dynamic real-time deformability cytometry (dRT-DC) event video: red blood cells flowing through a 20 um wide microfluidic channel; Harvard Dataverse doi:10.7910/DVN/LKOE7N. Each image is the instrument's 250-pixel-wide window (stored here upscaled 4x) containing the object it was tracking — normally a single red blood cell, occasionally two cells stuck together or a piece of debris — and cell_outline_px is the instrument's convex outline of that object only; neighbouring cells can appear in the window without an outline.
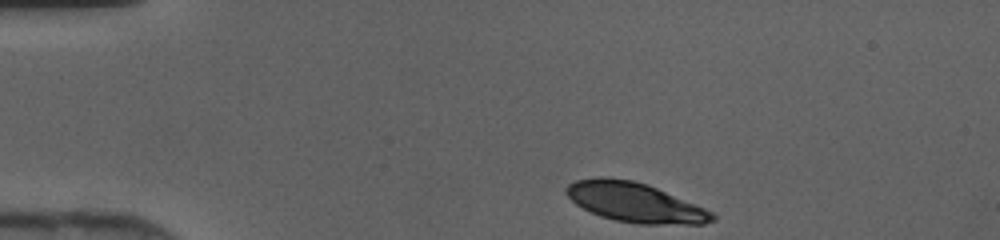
{"species": "human", "species_latin": "Homo sapiens", "temperature_condition": "cold", "stored_images_in_passage": 38, "camera_frame_rate_fps": 3000, "um_per_image_px": 0.085, "donor": {"sex": "female"}, "frame": {"image": 1, "passage_image": 1, "time_ms": 0.0, "image_size_px": [1000, 240], "cell_outline_px": [[716, 220], [704, 224], [640, 224], [616, 220], [600, 216], [576, 204], [564, 192], [564, 188], [568, 184], [576, 180], [600, 176], [608, 176], [632, 180], [648, 184], [704, 208], [712, 212], [716, 216]], "centroid_in_image_um": [53.95, 17.19], "position_along_channel_um": 31.0, "area_um2": 33.64}}
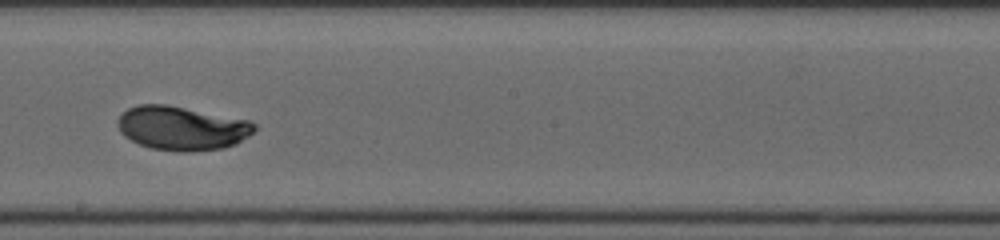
{"frame": {"image": 2, "passage_image": 19, "time_ms": 6.0, "image_size_px": [1000, 240], "cell_outline_px": [[256, 128], [248, 136], [236, 144], [224, 148], [192, 152], [176, 152], [152, 148], [140, 144], [124, 136], [120, 132], [116, 124], [116, 120], [128, 108], [136, 104], [164, 104], [248, 120], [256, 124]], "centroid_in_image_um": [15.43, 10.9], "position_along_channel_um": 232.8, "area_um2": 35.03}}
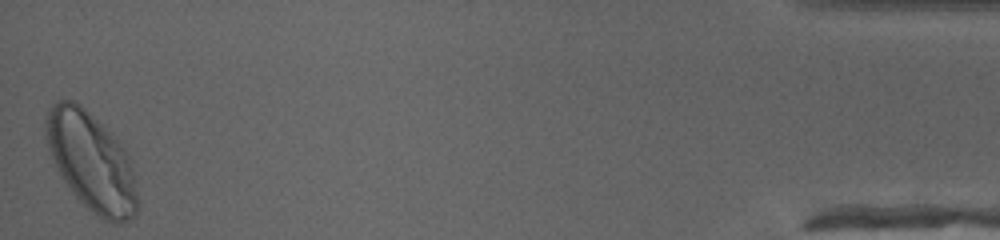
{"frame": {"image": 3, "passage_image": 38, "time_ms": 12.333, "image_size_px": [1000, 240], "cell_outline_px": [[140, 208], [136, 216], [132, 220], [120, 224], [112, 224], [104, 220], [92, 212], [72, 192], [64, 180], [48, 148], [44, 136], [44, 120], [52, 104], [56, 100], [72, 100], [80, 104], [112, 132], [124, 148], [128, 156], [132, 168], [140, 204]], "centroid_in_image_um": [7.8, 13.77], "position_along_channel_um": 427.4, "area_um2": 53.06}}